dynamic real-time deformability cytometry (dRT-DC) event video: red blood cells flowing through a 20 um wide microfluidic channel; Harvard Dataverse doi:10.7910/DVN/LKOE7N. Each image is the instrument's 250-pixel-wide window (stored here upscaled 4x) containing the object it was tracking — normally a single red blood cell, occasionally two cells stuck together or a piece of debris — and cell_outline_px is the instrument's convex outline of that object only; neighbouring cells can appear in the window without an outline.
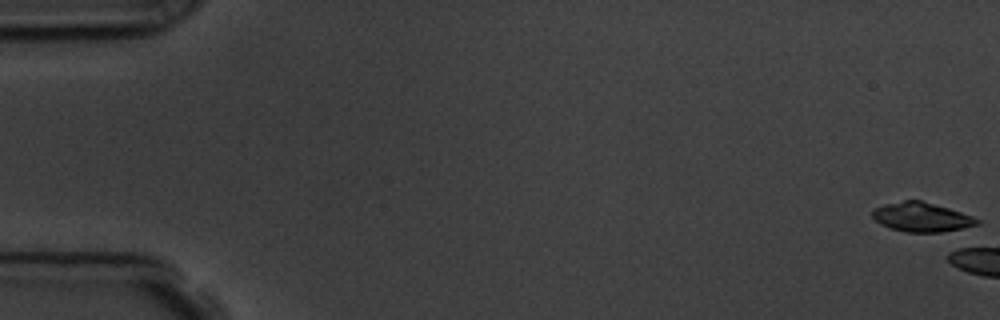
{"species": "common noctule bat (a hibernating species)", "species_latin": "Nyctalus noctula", "temperature_condition": "room temperature", "stored_images_in_passage": 5, "camera_frame_rate_fps": 3000, "um_per_image_px": 0.085, "animal": {"sex": "male", "body_mass_g": 19.5, "forearm_length_mm": 54.6}, "frame": {"image": 1, "passage_image": 1, "time_ms": 0.0, "image_size_px": [1000, 320], "cell_outline_px": [[980, 224], [940, 232], [904, 232], [880, 224], [872, 216], [872, 208], [884, 204], [904, 200], [920, 200], [948, 208], [972, 216], [980, 220]], "centroid_in_image_um": [78.3, 18.45], "position_along_channel_um": 6.7, "area_um2": 17.69}}